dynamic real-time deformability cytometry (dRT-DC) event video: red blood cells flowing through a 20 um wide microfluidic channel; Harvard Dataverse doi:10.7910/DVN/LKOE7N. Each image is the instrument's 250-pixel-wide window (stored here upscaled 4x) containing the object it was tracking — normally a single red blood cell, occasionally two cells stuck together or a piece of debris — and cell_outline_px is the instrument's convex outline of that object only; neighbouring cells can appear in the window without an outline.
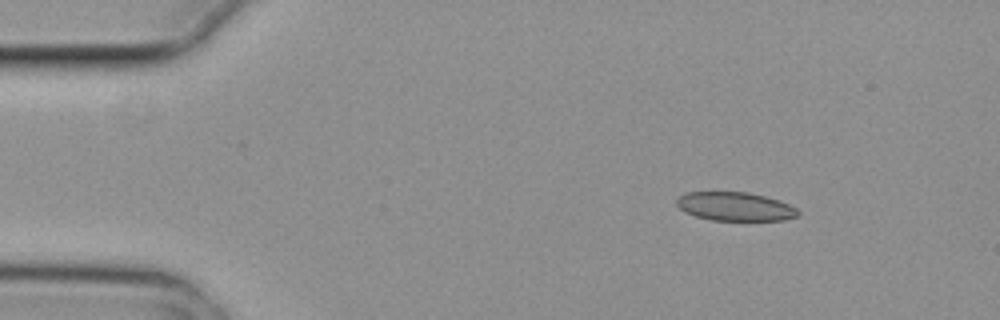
{"species": "common noctule bat (a hibernating species)", "species_latin": "Nyctalus noctula", "temperature_condition": "cold", "stored_images_in_passage": 5, "camera_frame_rate_fps": 3000, "um_per_image_px": 0.085, "animal": {"sex": "female", "body_mass_g": 29.2, "forearm_length_mm": 56.3}, "frame": {"image": 1, "passage_image": 2, "time_ms": 0.333, "image_size_px": [1000, 320], "cell_outline_px": [[800, 212], [796, 216], [784, 220], [712, 220], [696, 216], [684, 212], [676, 204], [676, 200], [680, 196], [688, 192], [748, 192], [780, 200], [796, 208]], "centroid_in_image_um": [62.48, 17.55], "position_along_channel_um": 22.5, "area_um2": 20.17}}
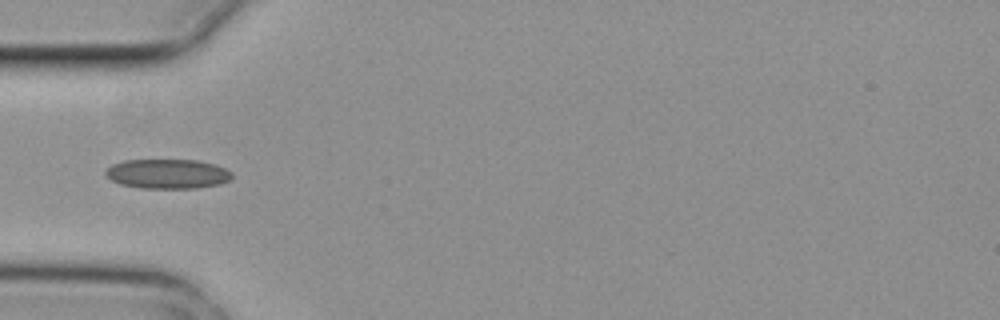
{"frame": {"image": 2, "passage_image": 5, "time_ms": 1.333, "image_size_px": [1000, 320], "cell_outline_px": [[232, 176], [228, 180], [220, 184], [196, 188], [140, 188], [120, 184], [112, 180], [104, 172], [112, 164], [124, 160], [196, 160], [216, 164], [232, 172]], "centroid_in_image_um": [14.25, 14.77], "position_along_channel_um": 70.8, "area_um2": 21.73}}